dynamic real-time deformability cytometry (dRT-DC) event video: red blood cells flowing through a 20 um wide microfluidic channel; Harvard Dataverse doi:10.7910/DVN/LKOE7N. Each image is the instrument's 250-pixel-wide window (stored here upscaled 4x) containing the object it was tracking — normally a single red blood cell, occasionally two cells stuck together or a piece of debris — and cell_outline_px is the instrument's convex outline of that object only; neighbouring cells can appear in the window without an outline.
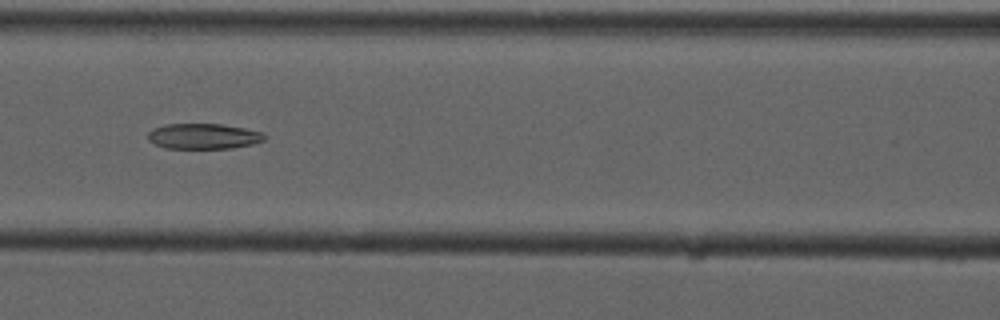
{"species": "common noctule bat (a hibernating species)", "species_latin": "Nyctalus noctula", "temperature_condition": "cold", "stored_images_in_passage": 8, "camera_frame_rate_fps": 3000, "um_per_image_px": 0.085, "animal": {"sex": "male", "forearm_length_mm": 52.5}, "frame": {"image": 1, "passage_image": 6, "time_ms": 6.0, "image_size_px": [1000, 320], "cell_outline_px": [[264, 140], [252, 144], [232, 148], [168, 148], [156, 144], [148, 140], [148, 132], [152, 128], [168, 124], [220, 124], [244, 128], [260, 132], [264, 136]], "centroid_in_image_um": [17.26, 11.58], "position_along_channel_um": 149.3, "area_um2": 17.05}}
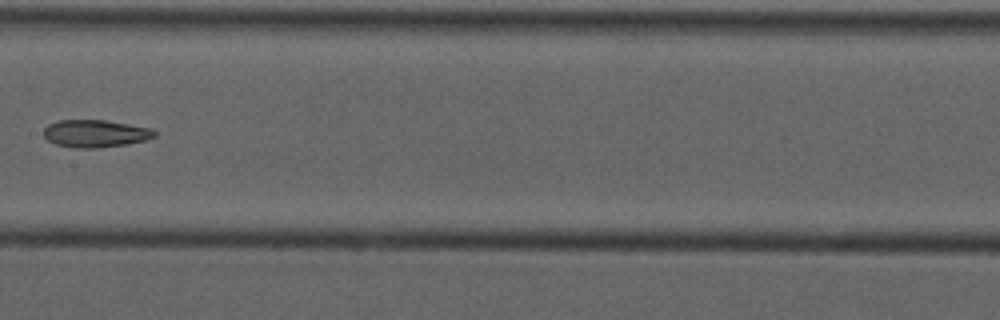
{"frame": {"image": 2, "passage_image": 7, "time_ms": 7.333, "image_size_px": [1000, 320], "cell_outline_px": [[156, 136], [144, 140], [124, 144], [96, 148], [76, 148], [56, 144], [48, 140], [44, 136], [44, 128], [48, 124], [56, 120], [104, 120], [148, 128], [156, 132]], "centroid_in_image_um": [8.04, 11.34], "position_along_channel_um": 199.4, "area_um2": 17.46}}
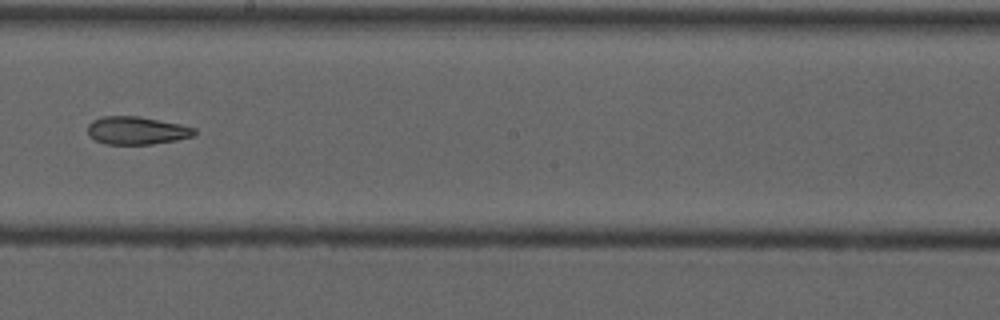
{"frame": {"image": 3, "passage_image": 8, "time_ms": 8.333, "image_size_px": [1000, 320], "cell_outline_px": [[196, 132], [192, 136], [176, 140], [152, 144], [104, 144], [88, 136], [88, 124], [92, 120], [104, 116], [140, 116], [180, 124], [196, 128]], "centroid_in_image_um": [11.6, 11.09], "position_along_channel_um": 236.6, "area_um2": 17.4}}